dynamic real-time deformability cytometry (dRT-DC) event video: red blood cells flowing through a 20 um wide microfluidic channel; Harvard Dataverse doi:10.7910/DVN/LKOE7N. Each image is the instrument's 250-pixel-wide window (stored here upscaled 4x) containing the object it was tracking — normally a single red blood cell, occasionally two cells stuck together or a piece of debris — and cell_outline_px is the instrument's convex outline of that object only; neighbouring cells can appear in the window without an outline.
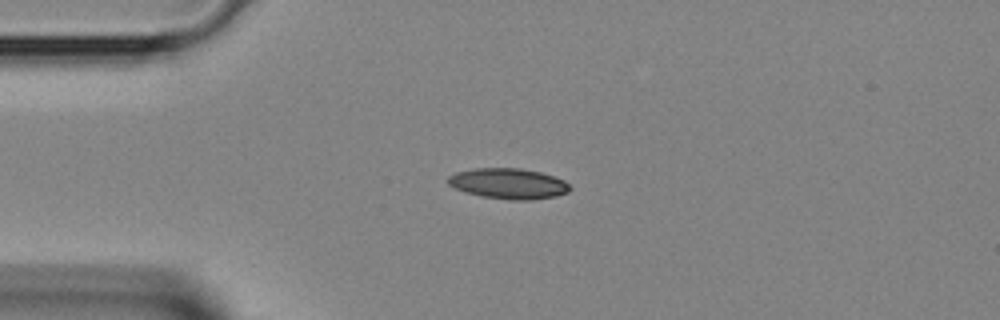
{"species": "Egyptian fruit bat (a non-hibernating species)", "species_latin": "Rousettus aegyptiacus", "temperature_condition": "room temperature", "stored_images_in_passage": 1, "camera_frame_rate_fps": 3000, "um_per_image_px": 0.085, "animal": {"sex": "female"}, "frame": {"image": 1, "passage_image": 1, "time_ms": 0.0, "image_size_px": [1000, 320], "cell_outline_px": [[572, 188], [568, 192], [556, 196], [532, 200], [512, 200], [480, 196], [464, 192], [448, 184], [448, 176], [456, 172], [476, 168], [520, 168], [540, 172], [564, 180]], "centroid_in_image_um": [43.22, 15.61], "position_along_channel_um": 41.8, "area_um2": 21.73}}